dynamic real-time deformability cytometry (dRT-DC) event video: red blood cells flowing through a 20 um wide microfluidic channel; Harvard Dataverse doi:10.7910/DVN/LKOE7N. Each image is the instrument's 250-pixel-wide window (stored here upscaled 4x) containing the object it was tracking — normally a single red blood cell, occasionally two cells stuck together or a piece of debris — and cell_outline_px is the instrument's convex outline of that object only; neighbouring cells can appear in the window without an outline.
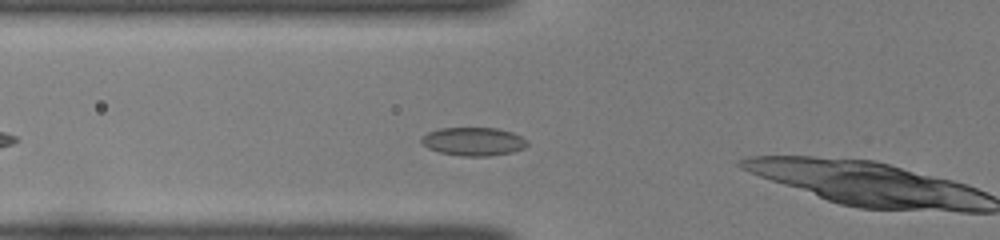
{"species": "common noctule bat (a hibernating species)", "species_latin": "Nyctalus noctula", "temperature_condition": "room temperature", "stored_images_in_passage": 6, "camera_frame_rate_fps": 3000, "um_per_image_px": 0.085, "animal": {"sex": "female", "body_mass_g": 22.0, "forearm_length_mm": 56.7}, "frame": {"image": 1, "passage_image": 5, "time_ms": 1.333, "image_size_px": [1000, 240], "cell_outline_px": [[528, 144], [524, 148], [512, 152], [488, 156], [460, 156], [440, 152], [428, 148], [420, 144], [420, 136], [428, 132], [440, 128], [496, 128], [512, 132], [528, 140]], "centroid_in_image_um": [40.21, 12.03], "position_along_channel_um": 85.6, "area_um2": 17.63}}